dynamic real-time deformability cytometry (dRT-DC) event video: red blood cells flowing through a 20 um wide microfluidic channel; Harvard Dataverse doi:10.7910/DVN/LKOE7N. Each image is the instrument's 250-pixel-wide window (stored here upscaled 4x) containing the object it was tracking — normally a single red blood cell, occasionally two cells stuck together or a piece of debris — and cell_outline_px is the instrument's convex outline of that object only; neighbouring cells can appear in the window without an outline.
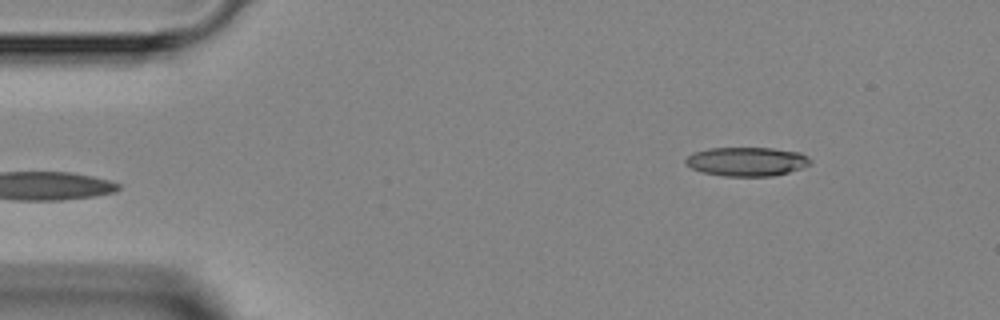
{"species": "Egyptian fruit bat (a non-hibernating species)", "species_latin": "Rousettus aegyptiacus", "temperature_condition": "room temperature", "stored_images_in_passage": 4, "camera_frame_rate_fps": 3000, "um_per_image_px": 0.085, "animal": {"sex": "female"}, "frame": {"image": 1, "passage_image": 4, "time_ms": 3.333, "image_size_px": [1000, 320], "cell_outline_px": [[812, 164], [788, 172], [772, 176], [724, 176], [704, 172], [692, 168], [684, 164], [684, 160], [688, 156], [696, 152], [708, 148], [772, 148], [800, 152], [808, 156], [812, 160]], "centroid_in_image_um": [63.5, 13.73], "position_along_channel_um": 21.5, "area_um2": 21.04}}